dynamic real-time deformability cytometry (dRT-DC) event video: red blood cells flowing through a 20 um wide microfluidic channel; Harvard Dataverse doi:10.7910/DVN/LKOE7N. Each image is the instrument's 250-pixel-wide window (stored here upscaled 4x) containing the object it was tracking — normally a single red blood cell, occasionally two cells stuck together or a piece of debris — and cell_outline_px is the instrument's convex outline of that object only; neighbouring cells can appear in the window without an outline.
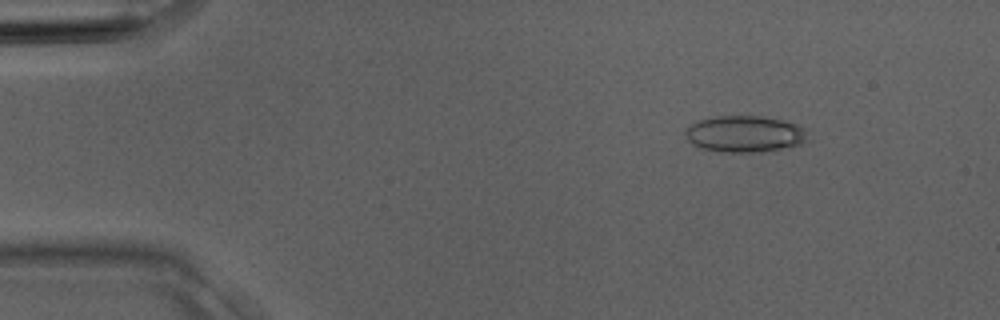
{"species": "Egyptian fruit bat (a non-hibernating species)", "species_latin": "Rousettus aegyptiacus", "temperature_condition": "room temperature", "stored_images_in_passage": 3, "camera_frame_rate_fps": 3000, "um_per_image_px": 0.085, "animal": {"sex": "male"}, "frame": {"image": 1, "passage_image": 1, "time_ms": 0.0, "image_size_px": [1000, 320], "cell_outline_px": [[804, 140], [800, 144], [780, 148], [756, 152], [720, 152], [700, 148], [684, 140], [684, 128], [696, 120], [712, 116], [764, 116], [796, 124], [804, 128]], "centroid_in_image_um": [63.14, 11.37], "position_along_channel_um": 21.9, "area_um2": 26.07}}